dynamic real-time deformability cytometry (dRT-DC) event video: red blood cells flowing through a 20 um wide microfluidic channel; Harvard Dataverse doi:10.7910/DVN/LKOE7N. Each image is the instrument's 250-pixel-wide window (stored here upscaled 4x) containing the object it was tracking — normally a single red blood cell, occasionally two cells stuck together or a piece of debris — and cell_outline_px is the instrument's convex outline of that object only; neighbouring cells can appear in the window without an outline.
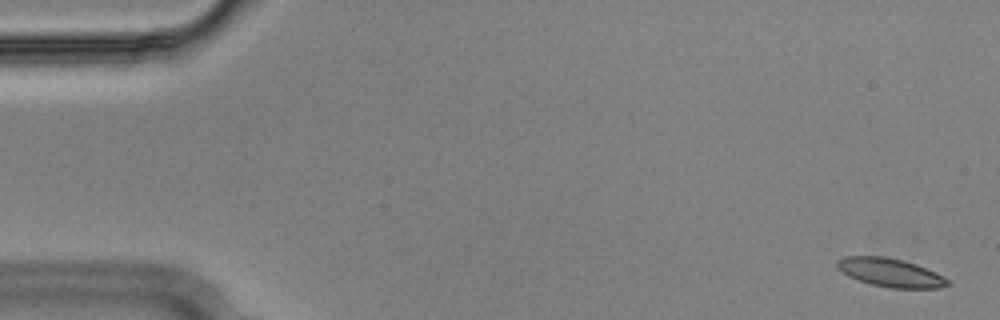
{"species": "Egyptian fruit bat (a non-hibernating species)", "species_latin": "Rousettus aegyptiacus", "temperature_condition": "cold", "stored_images_in_passage": 56, "segment_of_instrument_passage": [1, 2], "camera_frame_rate_fps": 3000, "um_per_image_px": 0.085, "animal": {"sex": "male"}, "frame": {"image": 1, "passage_image": 1, "time_ms": 0.0, "image_size_px": [1000, 320], "cell_outline_px": [[952, 284], [940, 288], [888, 288], [872, 284], [848, 276], [836, 264], [836, 260], [844, 256], [884, 256], [904, 260], [916, 264], [936, 272], [948, 280]], "centroid_in_image_um": [75.71, 23.16], "position_along_channel_um": 9.3, "area_um2": 18.32}}
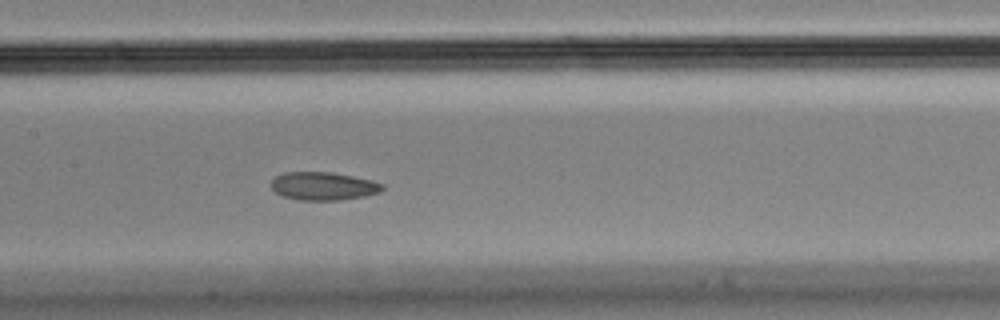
{"frame": {"image": 2, "passage_image": 26, "time_ms": 8.333, "image_size_px": [1000, 320], "cell_outline_px": [[384, 188], [380, 192], [364, 196], [340, 200], [300, 200], [284, 196], [276, 192], [272, 188], [272, 180], [276, 176], [284, 172], [332, 172], [372, 180], [384, 184]], "centroid_in_image_um": [27.51, 15.81], "position_along_channel_um": 179.9, "area_um2": 18.15}}
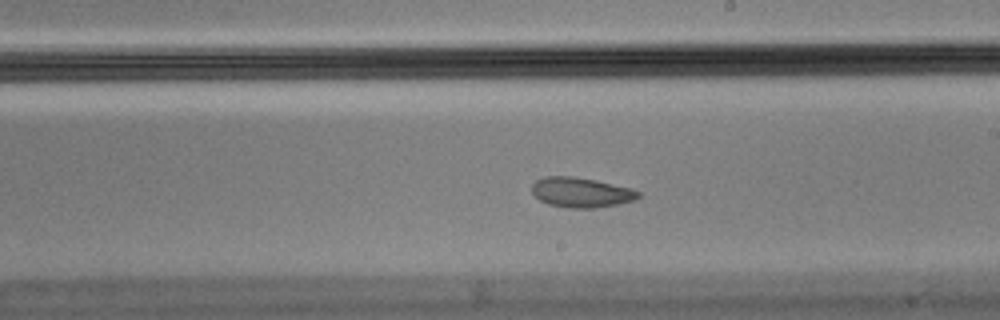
{"frame": {"image": 3, "passage_image": 31, "time_ms": 10.0, "image_size_px": [1000, 320], "cell_outline_px": [[640, 196], [636, 200], [596, 208], [568, 208], [548, 204], [540, 200], [532, 192], [532, 184], [536, 180], [544, 176], [572, 176], [596, 180], [632, 188], [640, 192]], "centroid_in_image_um": [49.4, 16.35], "position_along_channel_um": 239.6, "area_um2": 18.67}}